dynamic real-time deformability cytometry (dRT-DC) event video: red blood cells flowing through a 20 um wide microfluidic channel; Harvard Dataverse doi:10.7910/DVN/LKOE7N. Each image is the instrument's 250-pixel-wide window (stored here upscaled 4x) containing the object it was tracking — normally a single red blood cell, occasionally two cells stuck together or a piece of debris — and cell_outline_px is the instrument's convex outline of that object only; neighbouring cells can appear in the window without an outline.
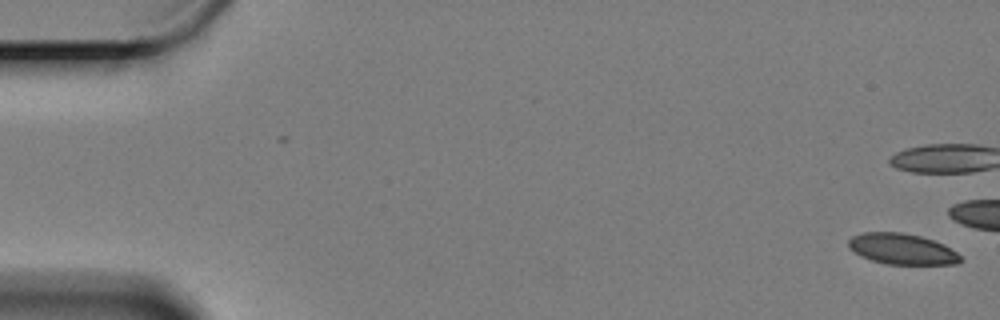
{"species": "Egyptian fruit bat (a non-hibernating species)", "species_latin": "Rousettus aegyptiacus", "temperature_condition": "cold", "stored_images_in_passage": 21, "camera_frame_rate_fps": 3000, "um_per_image_px": 0.085, "animal": {"sex": "female"}, "frame": {"image": 1, "passage_image": 1, "time_ms": 0.0, "image_size_px": [1000, 320], "cell_outline_px": [[964, 260], [956, 264], [888, 264], [872, 260], [860, 256], [848, 248], [848, 240], [852, 236], [864, 232], [900, 232], [920, 236], [944, 244], [956, 252]], "centroid_in_image_um": [76.66, 21.16], "position_along_channel_um": 8.3, "area_um2": 20.11}}